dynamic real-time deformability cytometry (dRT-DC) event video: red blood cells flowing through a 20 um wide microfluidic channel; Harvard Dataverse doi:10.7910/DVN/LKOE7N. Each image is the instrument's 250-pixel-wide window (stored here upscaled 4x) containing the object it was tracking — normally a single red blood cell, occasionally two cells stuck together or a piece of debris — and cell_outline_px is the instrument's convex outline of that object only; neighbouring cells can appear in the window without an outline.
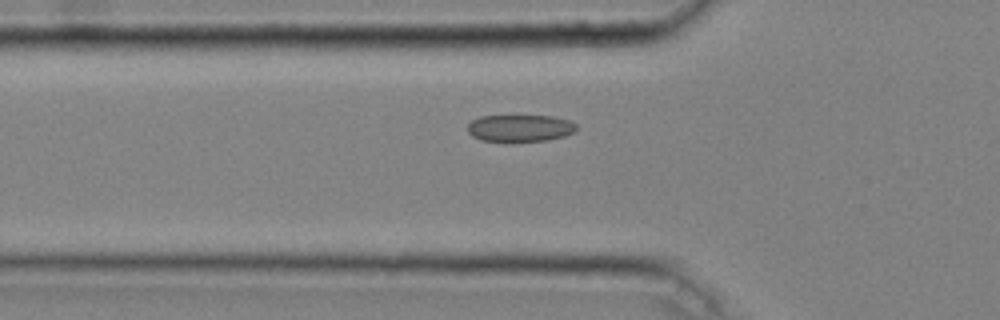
{"species": "common noctule bat (a hibernating species)", "species_latin": "Nyctalus noctula", "temperature_condition": "cold", "stored_images_in_passage": 29, "camera_frame_rate_fps": 3000, "um_per_image_px": 0.085, "animal": {"sex": "male", "body_mass_g": 20.4}, "frame": {"image": 1, "passage_image": 3, "time_ms": 0.667, "image_size_px": [1000, 320], "cell_outline_px": [[580, 128], [576, 132], [564, 136], [548, 140], [512, 144], [504, 144], [480, 140], [472, 136], [468, 132], [468, 124], [472, 120], [480, 116], [552, 116], [568, 120], [576, 124]], "centroid_in_image_um": [44.2, 10.94], "position_along_channel_um": 81.6, "area_um2": 18.03}}
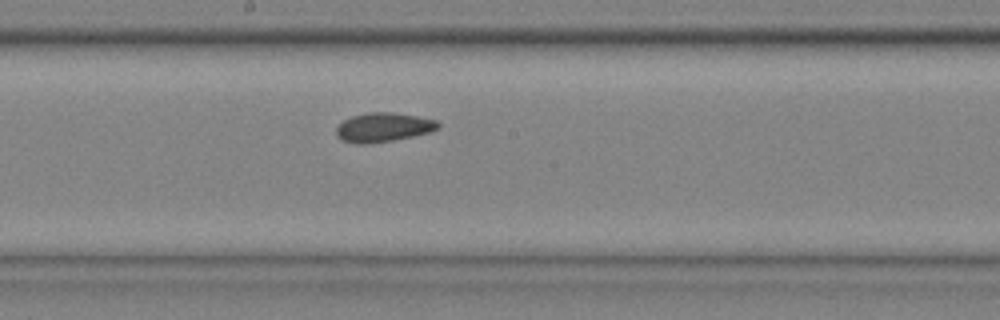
{"frame": {"image": 2, "passage_image": 13, "time_ms": 4.0, "image_size_px": [1000, 320], "cell_outline_px": [[440, 128], [432, 132], [392, 140], [368, 144], [356, 144], [340, 140], [336, 136], [336, 128], [344, 120], [352, 116], [368, 112], [392, 112], [416, 116], [436, 120], [440, 124]], "centroid_in_image_um": [32.58, 10.83], "position_along_channel_um": 215.6, "area_um2": 17.4}}
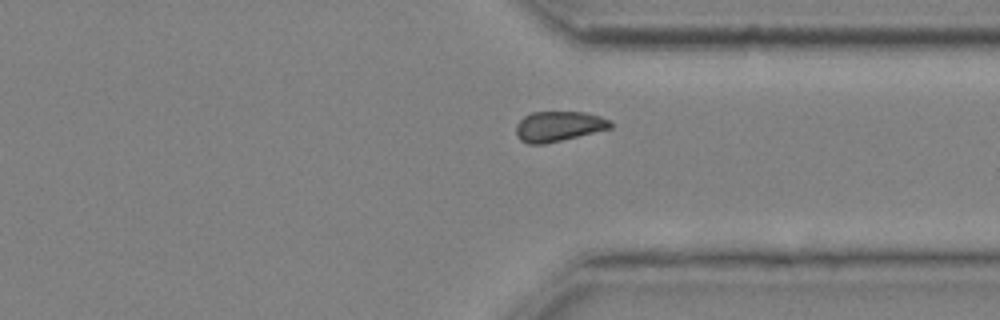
{"frame": {"image": 3, "passage_image": 24, "time_ms": 7.667, "image_size_px": [1000, 320], "cell_outline_px": [[612, 128], [544, 144], [528, 144], [520, 140], [516, 136], [516, 124], [524, 116], [532, 112], [584, 112], [600, 116], [612, 120]], "centroid_in_image_um": [47.47, 10.73], "position_along_channel_um": 363.9, "area_um2": 16.65}, "authors_computed_cell_mechanics": {"area_um2": 17.34, "velocity_mm_per_s": 4.021, "shape_relaxation_time_tau1_ms": 7.4613, "shape_relaxation_time_tau2_ms": 1.4628, "deformation_change_tau1": 0.0954, "deformation_change_tau2": 0.0398}}